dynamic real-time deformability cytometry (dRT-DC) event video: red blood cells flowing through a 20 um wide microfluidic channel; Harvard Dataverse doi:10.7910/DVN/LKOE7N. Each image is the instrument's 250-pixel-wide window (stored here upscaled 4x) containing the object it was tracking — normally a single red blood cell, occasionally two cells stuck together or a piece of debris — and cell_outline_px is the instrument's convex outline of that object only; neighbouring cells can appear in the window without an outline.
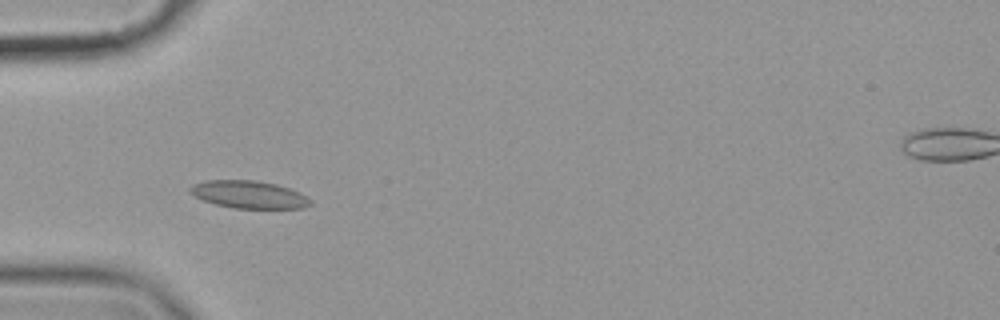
{"species": "common noctule bat (a hibernating species)", "species_latin": "Nyctalus noctula", "temperature_condition": "cold", "stored_images_in_passage": 40, "camera_frame_rate_fps": 3000, "um_per_image_px": 0.085, "animal": {"sex": "female", "body_mass_g": 19.9}, "frame": {"image": 1, "passage_image": 1, "time_ms": 0.0, "image_size_px": [1000, 320], "cell_outline_px": [[312, 204], [304, 208], [232, 208], [216, 204], [204, 200], [188, 192], [188, 188], [192, 184], [208, 180], [256, 180], [276, 184], [300, 192], [308, 196], [312, 200]], "centroid_in_image_um": [21.18, 16.53], "position_along_channel_um": 63.8, "area_um2": 19.42}}
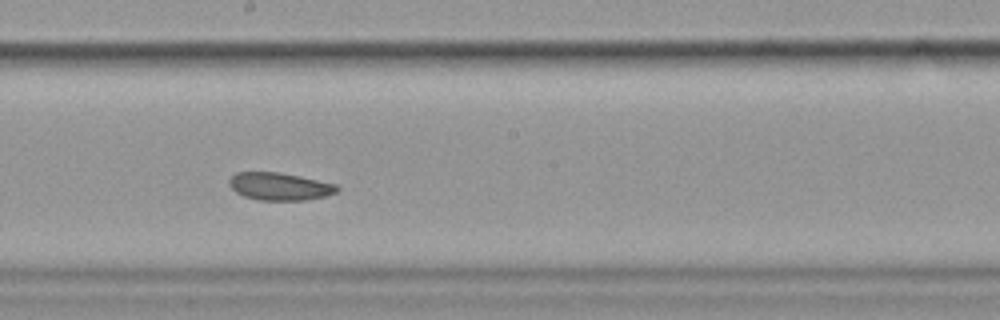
{"frame": {"image": 2, "passage_image": 15, "time_ms": 4.667, "image_size_px": [1000, 320], "cell_outline_px": [[340, 188], [336, 192], [324, 196], [308, 200], [256, 200], [244, 196], [236, 192], [228, 184], [228, 180], [236, 172], [280, 172], [300, 176], [336, 184]], "centroid_in_image_um": [23.75, 15.84], "position_along_channel_um": 224.4, "area_um2": 17.4}}
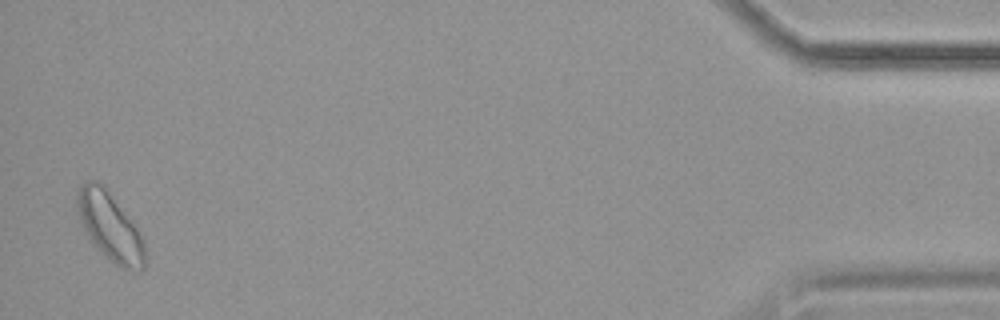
{"frame": {"image": 3, "passage_image": 39, "time_ms": 12.667, "image_size_px": [1000, 320], "cell_outline_px": [[144, 268], [140, 272], [120, 268], [104, 256], [96, 248], [88, 236], [80, 220], [76, 208], [76, 192], [88, 180], [96, 180], [104, 184], [136, 228], [144, 240]], "centroid_in_image_um": [9.33, 19.27], "position_along_channel_um": 425.9, "area_um2": 26.82}, "authors_computed_cell_mechanics": {"area_um2": 17.918, "velocity_mm_per_s": 3.5077, "shape_relaxation_time_tau1_ms": 4.606, "shape_relaxation_time_tau2_ms": 2.8619, "deformation_change_tau1": 0.0847, "deformation_change_tau2": 0.0668}}